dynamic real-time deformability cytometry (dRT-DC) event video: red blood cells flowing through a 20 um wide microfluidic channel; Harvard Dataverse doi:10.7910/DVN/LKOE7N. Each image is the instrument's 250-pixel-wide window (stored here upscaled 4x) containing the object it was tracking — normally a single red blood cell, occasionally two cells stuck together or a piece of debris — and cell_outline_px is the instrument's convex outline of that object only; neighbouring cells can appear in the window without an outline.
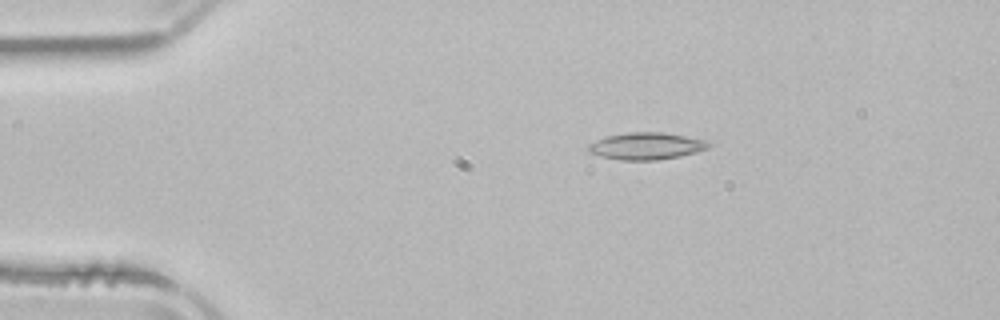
{"species": "common noctule bat (a hibernating species)", "species_latin": "Nyctalus noctula", "temperature_condition": "room temperature", "stored_images_in_passage": 2, "camera_frame_rate_fps": 3000, "um_per_image_px": 0.085, "animal": {"sex": "male", "body_mass_g": 21.5, "forearm_length_mm": 52.0}, "frame": {"image": 1, "passage_image": 1, "time_ms": 0.0, "image_size_px": [1000, 320], "cell_outline_px": [[712, 144], [708, 148], [696, 152], [680, 156], [656, 160], [620, 160], [600, 156], [588, 152], [588, 144], [596, 140], [608, 136], [628, 132], [660, 132], [684, 136], [704, 140]], "centroid_in_image_um": [54.91, 12.42], "position_along_channel_um": 30.1, "area_um2": 18.79}}